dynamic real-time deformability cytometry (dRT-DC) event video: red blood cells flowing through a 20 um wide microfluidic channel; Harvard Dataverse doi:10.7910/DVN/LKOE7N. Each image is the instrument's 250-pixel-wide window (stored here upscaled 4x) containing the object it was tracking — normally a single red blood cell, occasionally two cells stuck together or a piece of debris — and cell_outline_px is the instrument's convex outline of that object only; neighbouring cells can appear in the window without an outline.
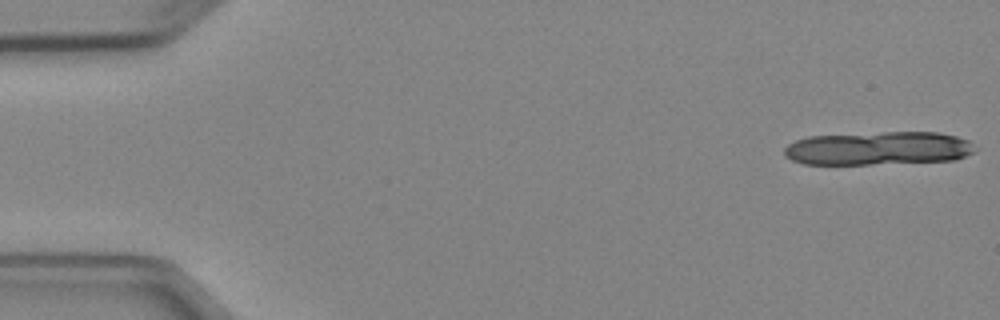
{"species": "Egyptian fruit bat (a non-hibernating species)", "species_latin": "Rousettus aegyptiacus", "temperature_condition": "cold", "stored_images_in_passage": 5, "camera_frame_rate_fps": 3000, "um_per_image_px": 0.085, "animal": {"sex": "female"}, "frame": {"image": 1, "passage_image": 1, "time_ms": 0.0, "image_size_px": [1000, 320], "cell_outline_px": [[976, 152], [956, 160], [872, 164], [804, 164], [792, 160], [784, 156], [784, 148], [788, 144], [796, 140], [808, 136], [884, 132], [940, 132], [956, 136], [968, 140], [976, 148]], "centroid_in_image_um": [74.67, 12.61], "position_along_channel_um": 10.3, "area_um2": 37.45}}
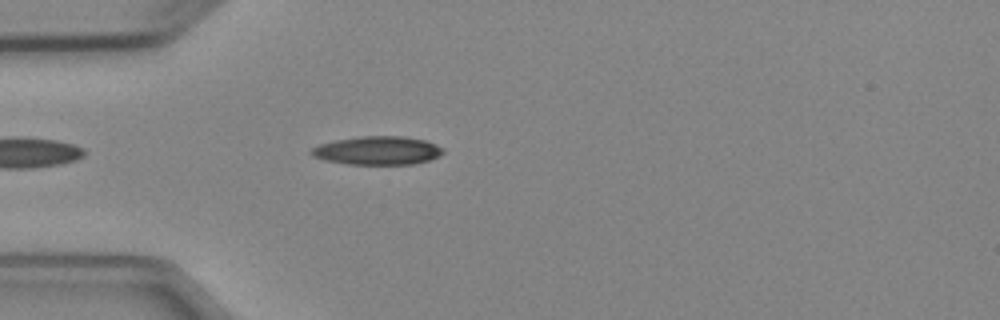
{"frame": {"image": 2, "passage_image": 5, "time_ms": 4.667, "image_size_px": [1000, 320], "cell_outline_px": [[444, 152], [440, 156], [428, 160], [412, 164], [348, 164], [324, 160], [312, 156], [308, 152], [312, 148], [320, 144], [336, 140], [360, 136], [404, 136], [424, 140], [436, 144], [444, 148]], "centroid_in_image_um": [32.09, 12.79], "position_along_channel_um": 52.9, "area_um2": 21.91}}